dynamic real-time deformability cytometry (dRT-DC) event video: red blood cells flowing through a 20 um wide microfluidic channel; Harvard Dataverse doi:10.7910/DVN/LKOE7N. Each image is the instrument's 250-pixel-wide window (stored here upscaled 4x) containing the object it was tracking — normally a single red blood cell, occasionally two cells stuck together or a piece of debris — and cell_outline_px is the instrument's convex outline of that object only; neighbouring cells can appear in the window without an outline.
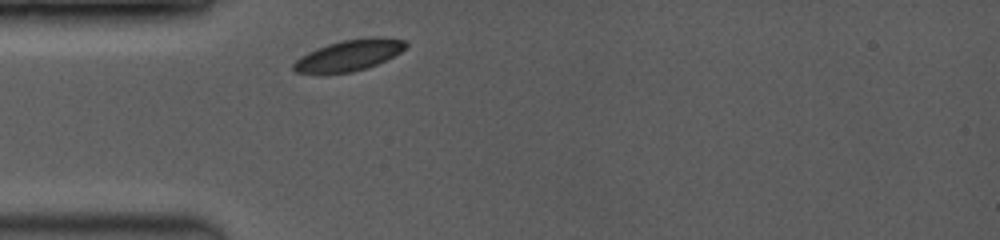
{"species": "common noctule bat (a hibernating species)", "species_latin": "Nyctalus noctula", "temperature_condition": "room temperature", "stored_images_in_passage": 1, "camera_frame_rate_fps": 3500, "um_per_image_px": 0.085, "animal": {"sex": "female", "body_mass_g": 19.0, "forearm_length_mm": 53.3}, "frame": {"image": 1, "passage_image": 1, "time_ms": 0.0, "image_size_px": [1000, 240], "cell_outline_px": [[408, 44], [400, 52], [376, 64], [352, 72], [296, 72], [292, 68], [292, 64], [300, 56], [316, 48], [328, 44], [344, 40], [368, 36], [380, 36], [404, 40]], "centroid_in_image_um": [29.67, 4.66], "position_along_channel_um": 55.3, "area_um2": 19.94}}